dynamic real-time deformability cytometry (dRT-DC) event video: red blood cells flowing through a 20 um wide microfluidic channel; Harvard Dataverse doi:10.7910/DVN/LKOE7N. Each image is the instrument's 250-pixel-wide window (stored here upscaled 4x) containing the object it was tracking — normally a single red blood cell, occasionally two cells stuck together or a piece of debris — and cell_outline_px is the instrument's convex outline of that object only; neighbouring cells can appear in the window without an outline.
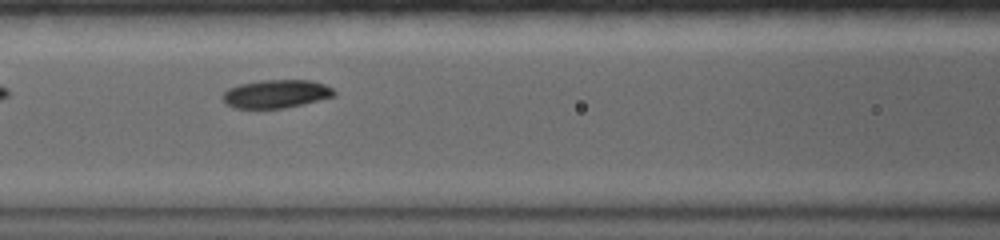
{"species": "common noctule bat (a hibernating species)", "species_latin": "Nyctalus noctula", "temperature_condition": "warm", "stored_images_in_passage": 18, "camera_frame_rate_fps": 5000, "um_per_image_px": 0.085, "animal": {"sex": "female", "body_mass_g": 19.0, "forearm_length_mm": 56.7}, "frame": {"image": 1, "passage_image": 6, "time_ms": 3.6, "image_size_px": [1000, 240], "cell_outline_px": [[336, 96], [284, 108], [236, 108], [228, 104], [220, 96], [228, 88], [240, 84], [260, 80], [312, 80], [324, 84], [332, 88], [336, 92]], "centroid_in_image_um": [23.48, 7.97], "position_along_channel_um": 143.1, "area_um2": 18.32}}
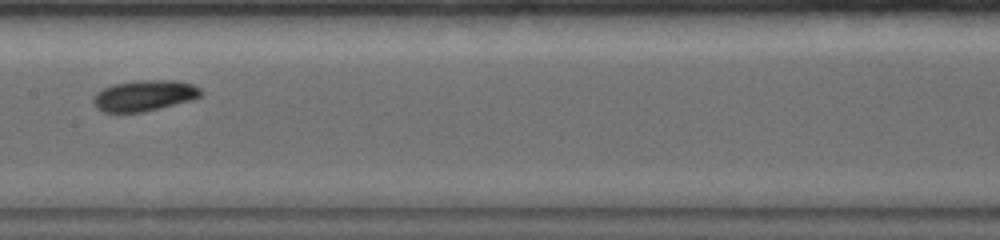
{"frame": {"image": 2, "passage_image": 8, "time_ms": 5.0, "image_size_px": [1000, 240], "cell_outline_px": [[204, 92], [200, 96], [192, 100], [140, 112], [104, 112], [96, 108], [92, 100], [92, 96], [96, 92], [112, 84], [140, 80], [176, 80], [192, 84], [200, 88]], "centroid_in_image_um": [12.25, 8.11], "position_along_channel_um": 195.2, "area_um2": 19.36}}
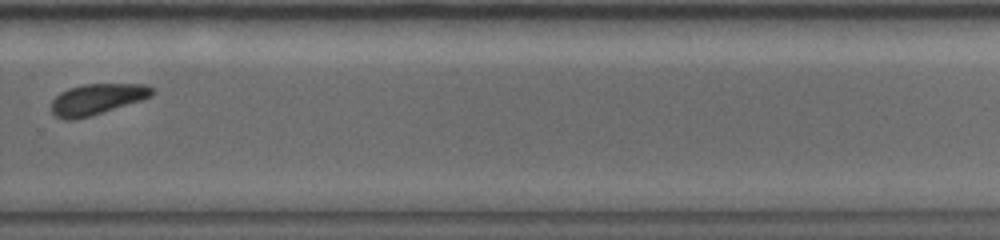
{"frame": {"image": 3, "passage_image": 13, "time_ms": 8.4, "image_size_px": [1000, 240], "cell_outline_px": [[156, 92], [152, 96], [140, 100], [88, 116], [56, 116], [52, 112], [52, 100], [60, 92], [68, 88], [84, 84], [148, 84], [156, 88]], "centroid_in_image_um": [8.34, 8.35], "position_along_channel_um": 321.5, "area_um2": 17.4}, "authors_computed_cell_mechanics": {"area_um2": 17.8891, "velocity_mm_per_s": 3.7146, "shape_relaxation_time_tau1_ms": 2.9955, "shape_relaxation_time_tau2_ms": null, "deformation_change_tau1": 0.0954, "deformation_change_tau2": null}}